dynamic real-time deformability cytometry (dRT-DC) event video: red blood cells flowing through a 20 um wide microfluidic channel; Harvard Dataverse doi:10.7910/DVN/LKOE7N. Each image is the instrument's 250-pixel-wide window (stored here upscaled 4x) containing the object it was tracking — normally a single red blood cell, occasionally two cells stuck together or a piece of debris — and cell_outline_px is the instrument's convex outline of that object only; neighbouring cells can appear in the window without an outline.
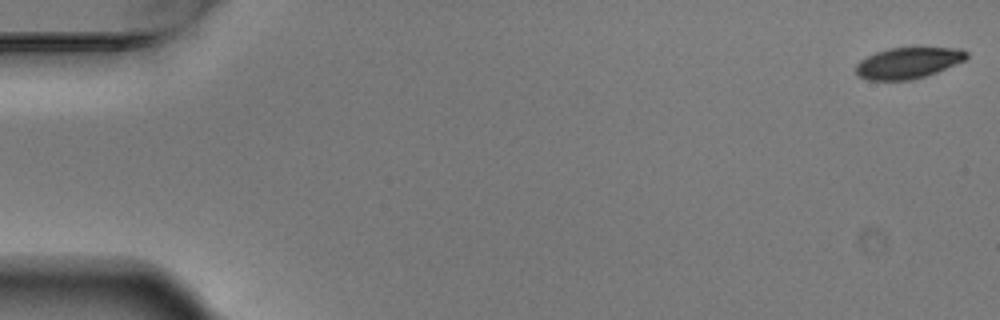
{"species": "Egyptian fruit bat (a non-hibernating species)", "species_latin": "Rousettus aegyptiacus", "temperature_condition": "warm", "stored_images_in_passage": 4, "camera_frame_rate_fps": 3000, "um_per_image_px": 0.085, "animal": {"sex": "male"}, "frame": {"image": 1, "passage_image": 1, "time_ms": 0.0, "image_size_px": [1000, 320], "cell_outline_px": [[968, 56], [964, 60], [936, 72], [912, 80], [868, 80], [860, 76], [856, 72], [856, 64], [860, 60], [876, 52], [888, 48], [960, 48], [968, 52]], "centroid_in_image_um": [77.18, 5.35], "position_along_channel_um": 7.8, "area_um2": 19.83}}